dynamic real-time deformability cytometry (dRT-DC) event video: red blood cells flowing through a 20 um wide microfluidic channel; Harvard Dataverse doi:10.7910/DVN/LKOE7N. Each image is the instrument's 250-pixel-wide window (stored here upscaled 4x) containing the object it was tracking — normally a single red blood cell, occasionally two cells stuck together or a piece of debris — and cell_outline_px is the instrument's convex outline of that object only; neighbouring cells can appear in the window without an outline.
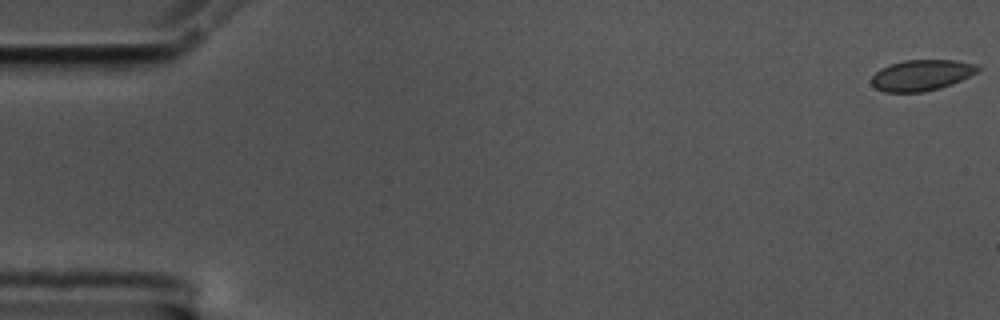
{"species": "common noctule bat (a hibernating species)", "species_latin": "Nyctalus noctula", "temperature_condition": "cold", "stored_images_in_passage": 15, "camera_frame_rate_fps": 3000, "um_per_image_px": 0.085, "animal": {"sex": "male", "body_mass_g": 17.5, "forearm_length_mm": 52.3}, "frame": {"image": 1, "passage_image": 1, "time_ms": 0.0, "image_size_px": [1000, 320], "cell_outline_px": [[984, 68], [952, 84], [940, 88], [924, 92], [884, 92], [876, 88], [872, 84], [872, 76], [880, 68], [904, 60], [956, 60], [976, 64]], "centroid_in_image_um": [78.35, 6.39], "position_along_channel_um": 6.7, "area_um2": 19.13}}